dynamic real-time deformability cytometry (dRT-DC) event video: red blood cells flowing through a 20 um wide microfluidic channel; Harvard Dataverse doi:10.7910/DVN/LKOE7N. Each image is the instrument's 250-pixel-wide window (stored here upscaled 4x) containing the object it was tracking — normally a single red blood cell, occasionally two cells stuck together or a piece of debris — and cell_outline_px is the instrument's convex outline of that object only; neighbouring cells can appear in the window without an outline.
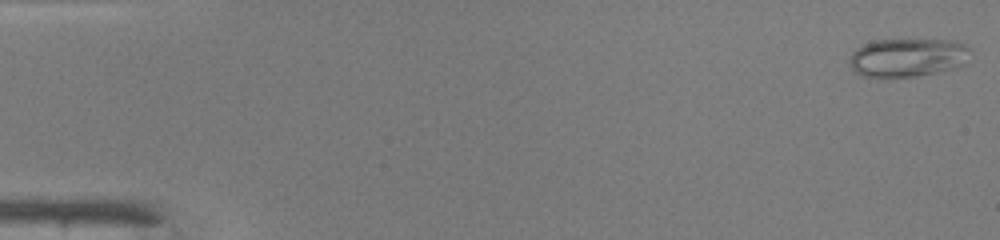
{"species": "common noctule bat (a hibernating species)", "species_latin": "Nyctalus noctula", "temperature_condition": "warm", "stored_images_in_passage": 48, "camera_frame_rate_fps": 3000, "um_per_image_px": 0.085, "animal": {"sex": "male", "body_mass_g": 19.0, "forearm_length_mm": 50.8}, "frame": {"image": 1, "passage_image": 1, "time_ms": 0.0, "image_size_px": [1000, 240], "cell_outline_px": [[968, 48], [964, 64], [956, 68], [916, 76], [876, 80], [860, 76], [848, 64], [848, 60], [852, 52], [856, 48], [864, 44], [876, 40], [956, 40], [964, 44]], "centroid_in_image_um": [77.04, 4.93], "position_along_channel_um": 8.0, "area_um2": 27.63}}
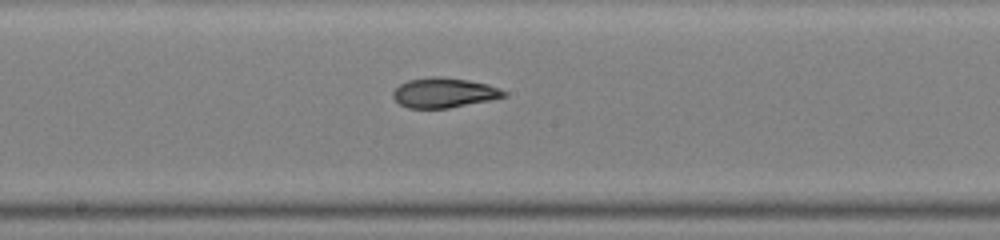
{"frame": {"image": 2, "passage_image": 26, "time_ms": 8.333, "image_size_px": [1000, 240], "cell_outline_px": [[508, 96], [448, 108], [408, 108], [400, 104], [392, 96], [392, 92], [400, 84], [408, 80], [432, 76], [440, 76], [468, 80], [488, 84], [500, 88], [508, 92]], "centroid_in_image_um": [37.75, 7.87], "position_along_channel_um": 210.4, "area_um2": 19.31}}
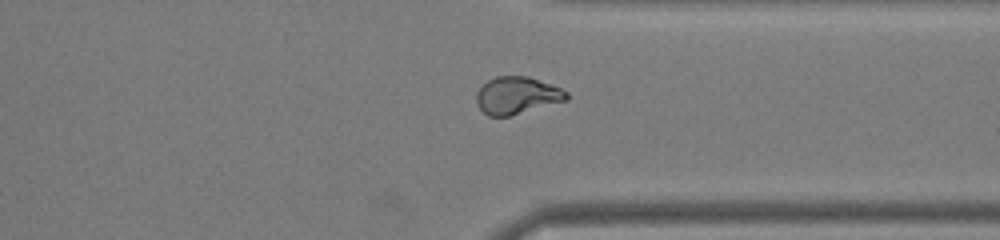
{"frame": {"image": 3, "passage_image": 37, "time_ms": 12.0, "image_size_px": [1000, 240], "cell_outline_px": [[568, 100], [508, 116], [488, 116], [476, 104], [476, 92], [488, 80], [496, 76], [528, 76], [560, 88], [568, 92]], "centroid_in_image_um": [43.93, 8.11], "position_along_channel_um": 367.5, "area_um2": 19.42}, "authors_computed_cell_mechanics": {"area_um2": 20.2878, "velocity_mm_per_s": 4.2718, "shape_relaxation_time_tau1_ms": 6.2093, "shape_relaxation_time_tau2_ms": 2.9373, "deformation_change_tau1": 0.182, "deformation_change_tau2": 0.0693}}